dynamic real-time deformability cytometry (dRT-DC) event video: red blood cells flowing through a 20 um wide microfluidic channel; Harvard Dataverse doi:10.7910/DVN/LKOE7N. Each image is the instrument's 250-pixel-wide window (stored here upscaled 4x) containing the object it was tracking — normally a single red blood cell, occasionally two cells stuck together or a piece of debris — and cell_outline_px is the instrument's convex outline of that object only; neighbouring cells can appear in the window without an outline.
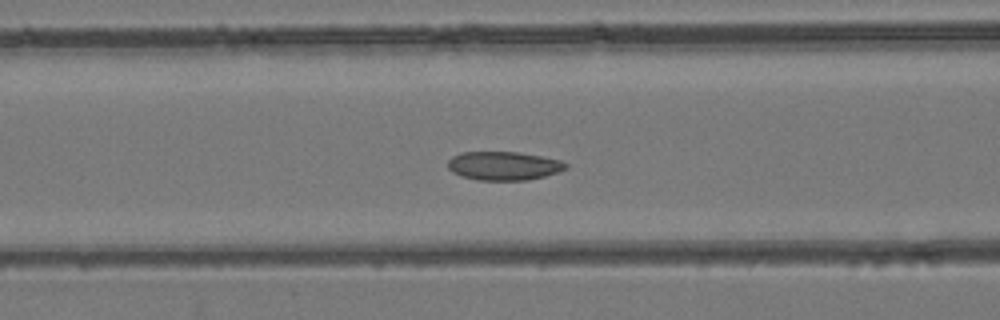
{"species": "common noctule bat (a hibernating species)", "species_latin": "Nyctalus noctula", "temperature_condition": "room temperature", "stored_images_in_passage": 51, "camera_frame_rate_fps": 3000, "um_per_image_px": 0.085, "animal": {"sex": "female", "body_mass_g": 24.6, "forearm_length_mm": 56.2}, "frame": {"image": 1, "passage_image": 21, "time_ms": 6.667, "image_size_px": [1000, 320], "cell_outline_px": [[568, 168], [560, 172], [528, 180], [476, 180], [460, 176], [452, 172], [448, 168], [448, 160], [452, 156], [460, 152], [520, 152], [560, 160], [568, 164]], "centroid_in_image_um": [42.81, 14.1], "position_along_channel_um": 123.8, "area_um2": 19.88}}
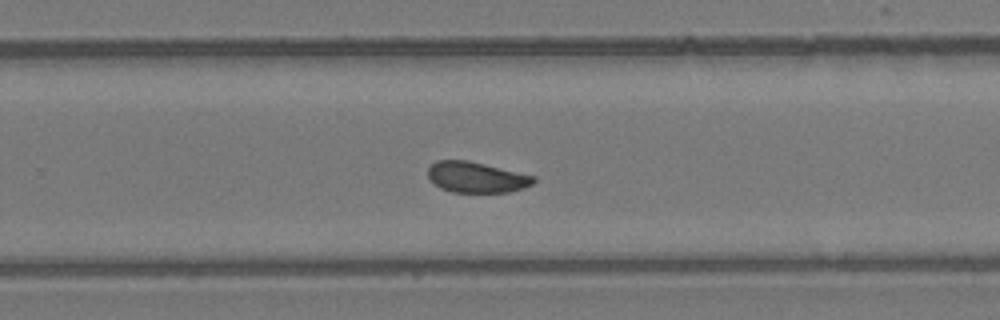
{"frame": {"image": 2, "passage_image": 33, "time_ms": 10.667, "image_size_px": [1000, 320], "cell_outline_px": [[536, 180], [532, 184], [524, 188], [508, 192], [452, 192], [440, 188], [428, 176], [428, 168], [436, 160], [468, 160], [536, 176]], "centroid_in_image_um": [40.51, 15.06], "position_along_channel_um": 289.3, "area_um2": 18.9}}
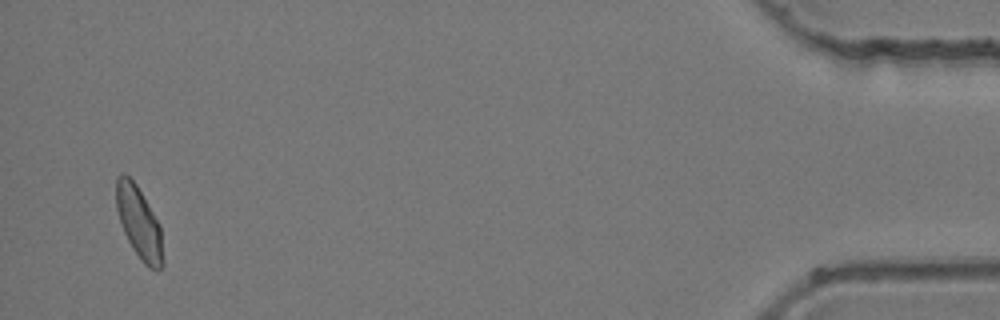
{"frame": {"image": 3, "passage_image": 49, "time_ms": 16.0, "image_size_px": [1000, 320], "cell_outline_px": [[164, 264], [156, 272], [148, 268], [140, 260], [132, 248], [124, 232], [116, 208], [116, 176], [120, 172], [124, 172], [136, 184], [160, 224], [164, 260]], "centroid_in_image_um": [11.83, 18.95], "position_along_channel_um": 423.4, "area_um2": 19.83}}